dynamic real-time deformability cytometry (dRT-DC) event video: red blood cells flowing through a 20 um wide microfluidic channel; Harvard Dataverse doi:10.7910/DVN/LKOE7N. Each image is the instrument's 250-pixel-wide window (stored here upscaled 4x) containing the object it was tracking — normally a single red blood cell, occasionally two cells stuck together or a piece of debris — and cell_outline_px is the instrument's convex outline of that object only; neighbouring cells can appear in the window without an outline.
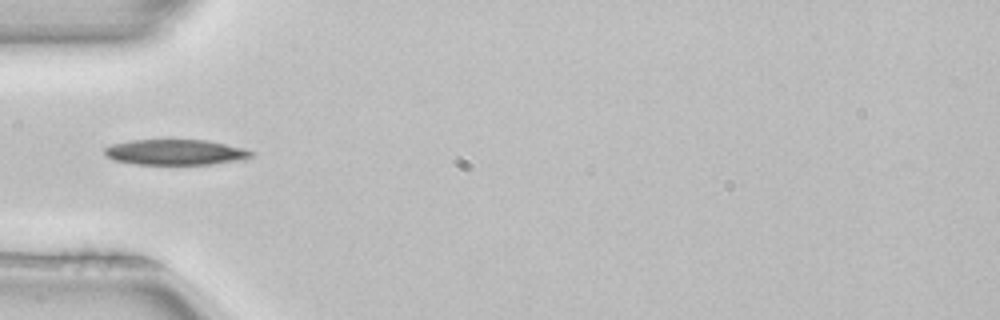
{"species": "common noctule bat (a hibernating species)", "species_latin": "Nyctalus noctula", "temperature_condition": "room temperature", "stored_images_in_passage": 35, "camera_frame_rate_fps": 3000, "um_per_image_px": 0.085, "animal": {"sex": "female", "body_mass_g": 22.7, "forearm_length_mm": 54.2}, "frame": {"image": 1, "passage_image": 1, "time_ms": 0.0, "image_size_px": [1000, 320], "cell_outline_px": [[256, 152], [252, 156], [244, 160], [208, 164], [132, 164], [112, 160], [104, 156], [104, 148], [112, 144], [132, 140], [204, 140], [244, 148]], "centroid_in_image_um": [14.89, 12.94], "position_along_channel_um": 70.1, "area_um2": 21.91}}
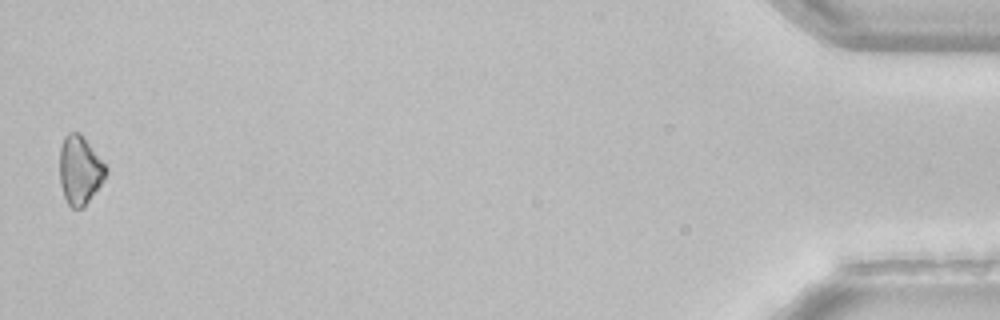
{"frame": {"image": 2, "passage_image": 35, "time_ms": 11.333, "image_size_px": [1000, 320], "cell_outline_px": [[108, 172], [104, 180], [84, 208], [72, 208], [68, 204], [64, 196], [60, 184], [60, 148], [64, 136], [68, 132], [80, 132], [108, 168]], "centroid_in_image_um": [6.79, 14.46], "position_along_channel_um": 428.4, "area_um2": 18.61}, "authors_computed_cell_mechanics": {"area_um2": 20.23, "velocity_mm_per_s": 4.0029, "shape_relaxation_time_tau1_ms": 2.8792, "shape_relaxation_time_tau2_ms": null, "deformation_change_tau1": 0.0997, "deformation_change_tau2": null}}